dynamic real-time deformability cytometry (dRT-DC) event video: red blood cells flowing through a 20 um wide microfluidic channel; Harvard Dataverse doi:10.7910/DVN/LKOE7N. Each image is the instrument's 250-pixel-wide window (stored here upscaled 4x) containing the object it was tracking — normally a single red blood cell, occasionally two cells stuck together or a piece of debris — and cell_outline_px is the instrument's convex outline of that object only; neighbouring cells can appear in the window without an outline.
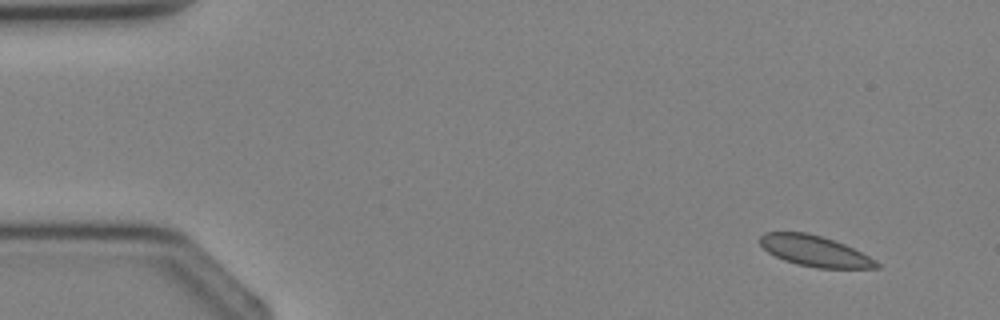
{"species": "Egyptian fruit bat (a non-hibernating species)", "species_latin": "Rousettus aegyptiacus", "temperature_condition": "cold", "stored_images_in_passage": 4, "camera_frame_rate_fps": 3000, "um_per_image_px": 0.085, "animal": {"sex": "female"}, "frame": {"image": 1, "passage_image": 1, "time_ms": 0.0, "image_size_px": [1000, 320], "cell_outline_px": [[880, 268], [816, 268], [796, 264], [784, 260], [768, 252], [760, 244], [760, 236], [764, 232], [808, 232], [844, 244], [876, 260], [880, 264]], "centroid_in_image_um": [69.24, 21.34], "position_along_channel_um": 15.8, "area_um2": 20.75}}